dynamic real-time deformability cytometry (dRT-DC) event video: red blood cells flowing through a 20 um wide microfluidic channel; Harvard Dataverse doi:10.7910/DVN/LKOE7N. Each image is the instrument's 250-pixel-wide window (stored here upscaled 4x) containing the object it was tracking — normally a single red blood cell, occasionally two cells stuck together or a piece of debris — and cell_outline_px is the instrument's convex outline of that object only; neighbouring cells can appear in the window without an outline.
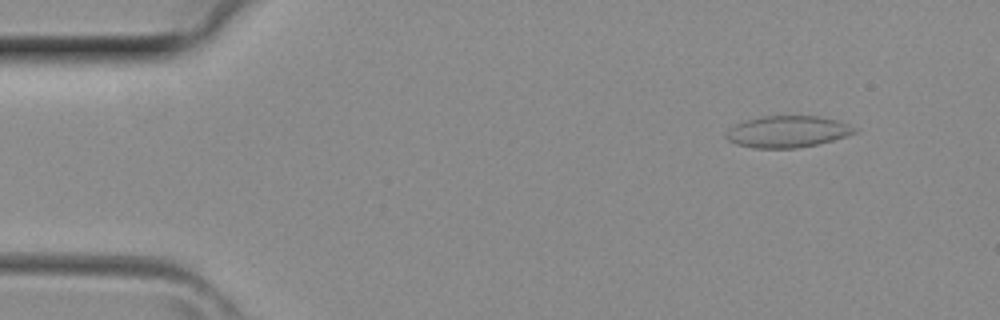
{"species": "common noctule bat (a hibernating species)", "species_latin": "Nyctalus noctula", "temperature_condition": "room temperature", "stored_images_in_passage": 2, "camera_frame_rate_fps": 3000, "um_per_image_px": 0.085, "animal": {"sex": "female", "body_mass_g": 29.2, "forearm_length_mm": 56.3}, "frame": {"image": 1, "passage_image": 1, "time_ms": 0.0, "image_size_px": [1000, 320], "cell_outline_px": [[856, 132], [848, 136], [816, 144], [796, 148], [756, 148], [736, 144], [728, 140], [724, 136], [728, 128], [736, 124], [748, 120], [764, 116], [816, 116], [836, 120], [848, 124], [856, 128]], "centroid_in_image_um": [66.92, 11.19], "position_along_channel_um": 18.1, "area_um2": 23.47}}